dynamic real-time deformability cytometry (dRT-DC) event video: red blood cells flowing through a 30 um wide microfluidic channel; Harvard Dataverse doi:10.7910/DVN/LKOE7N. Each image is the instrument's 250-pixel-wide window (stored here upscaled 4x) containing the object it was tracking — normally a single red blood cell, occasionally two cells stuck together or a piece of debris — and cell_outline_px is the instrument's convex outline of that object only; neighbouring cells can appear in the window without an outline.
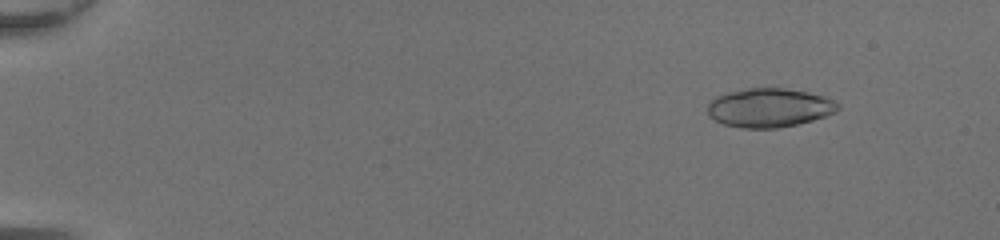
{"species": "common noctule bat (a hibernating species)", "species_latin": "Nyctalus noctula", "temperature_condition": "room temperature", "stored_images_in_passage": 48, "camera_frame_rate_fps": 3000, "um_per_image_px": 0.085, "animal": {"sex": "female", "body_mass_g": 20.0, "forearm_length_mm": 54.0}, "frame": {"image": 1, "passage_image": 6, "time_ms": 1.667, "image_size_px": [1000, 240], "cell_outline_px": [[840, 108], [836, 112], [812, 120], [796, 124], [776, 128], [740, 128], [724, 124], [708, 116], [708, 104], [716, 96], [728, 92], [748, 88], [784, 88], [808, 92], [824, 96], [840, 104]], "centroid_in_image_um": [65.39, 9.15], "position_along_channel_um": 19.6, "area_um2": 29.48}}
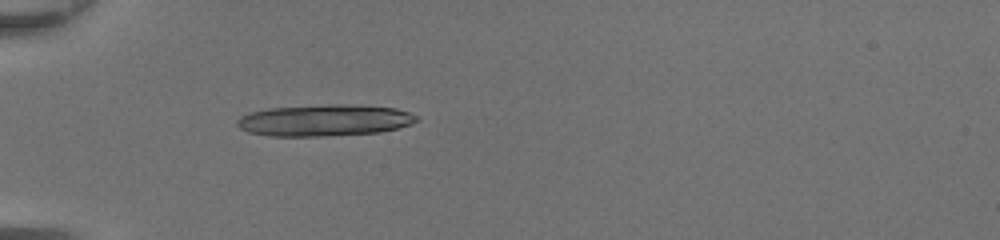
{"frame": {"image": 2, "passage_image": 17, "time_ms": 5.333, "image_size_px": [1000, 240], "cell_outline_px": [[420, 120], [412, 124], [380, 132], [324, 136], [268, 136], [248, 132], [240, 128], [236, 124], [236, 120], [240, 116], [248, 112], [268, 108], [328, 104], [348, 104], [396, 108], [408, 112], [416, 116]], "centroid_in_image_um": [27.54, 10.22], "position_along_channel_um": 57.5, "area_um2": 33.23}}